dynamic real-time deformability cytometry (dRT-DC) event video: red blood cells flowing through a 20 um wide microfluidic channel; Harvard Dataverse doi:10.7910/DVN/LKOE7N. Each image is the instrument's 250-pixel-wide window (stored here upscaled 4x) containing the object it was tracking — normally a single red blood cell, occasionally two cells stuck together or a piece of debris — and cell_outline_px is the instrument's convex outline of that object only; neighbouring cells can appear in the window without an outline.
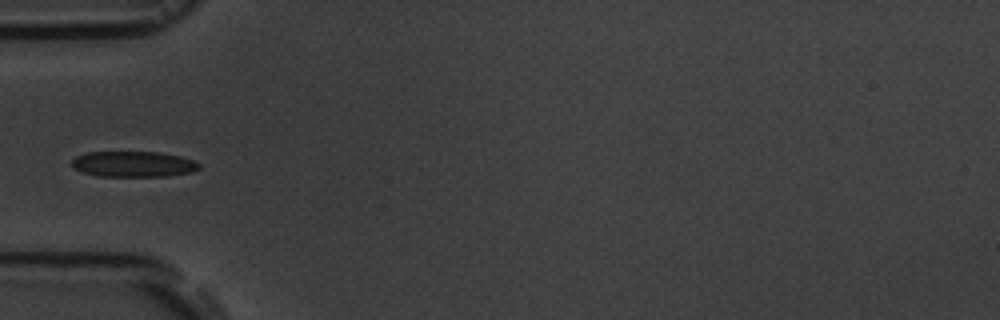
{"species": "common noctule bat (a hibernating species)", "species_latin": "Nyctalus noctula", "temperature_condition": "room temperature", "stored_images_in_passage": 6, "camera_frame_rate_fps": 3000, "um_per_image_px": 0.085, "animal": {"sex": "male", "body_mass_g": 19.5, "forearm_length_mm": 54.6}, "frame": {"image": 1, "passage_image": 6, "time_ms": 6.333, "image_size_px": [1000, 320], "cell_outline_px": [[200, 168], [192, 172], [168, 176], [96, 176], [72, 168], [72, 160], [76, 156], [88, 152], [160, 152], [180, 156], [192, 160], [200, 164]], "centroid_in_image_um": [11.34, 13.95], "position_along_channel_um": 73.7, "area_um2": 19.07}}